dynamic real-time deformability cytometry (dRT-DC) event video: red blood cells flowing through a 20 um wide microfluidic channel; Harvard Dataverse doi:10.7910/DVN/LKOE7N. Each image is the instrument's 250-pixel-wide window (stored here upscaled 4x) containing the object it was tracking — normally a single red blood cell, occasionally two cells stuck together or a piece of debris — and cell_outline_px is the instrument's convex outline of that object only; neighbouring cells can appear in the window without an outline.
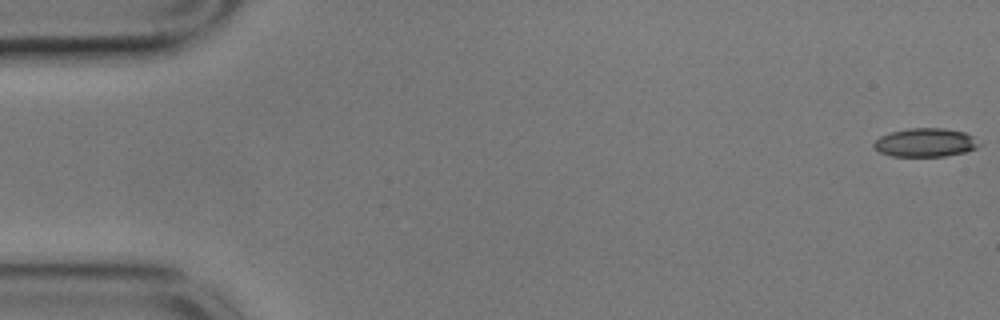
{"species": "common noctule bat (a hibernating species)", "species_latin": "Nyctalus noctula", "temperature_condition": "cold", "stored_images_in_passage": 6, "camera_frame_rate_fps": 3000, "um_per_image_px": 0.085, "animal": {"sex": "male", "body_mass_g": 17.9}, "frame": {"image": 1, "passage_image": 1, "time_ms": 0.0, "image_size_px": [1000, 320], "cell_outline_px": [[980, 144], [976, 148], [964, 152], [944, 156], [892, 156], [880, 152], [872, 144], [880, 136], [892, 132], [908, 128], [944, 128], [964, 132], [972, 136]], "centroid_in_image_um": [78.65, 12.11], "position_along_channel_um": 6.4, "area_um2": 17.34}}